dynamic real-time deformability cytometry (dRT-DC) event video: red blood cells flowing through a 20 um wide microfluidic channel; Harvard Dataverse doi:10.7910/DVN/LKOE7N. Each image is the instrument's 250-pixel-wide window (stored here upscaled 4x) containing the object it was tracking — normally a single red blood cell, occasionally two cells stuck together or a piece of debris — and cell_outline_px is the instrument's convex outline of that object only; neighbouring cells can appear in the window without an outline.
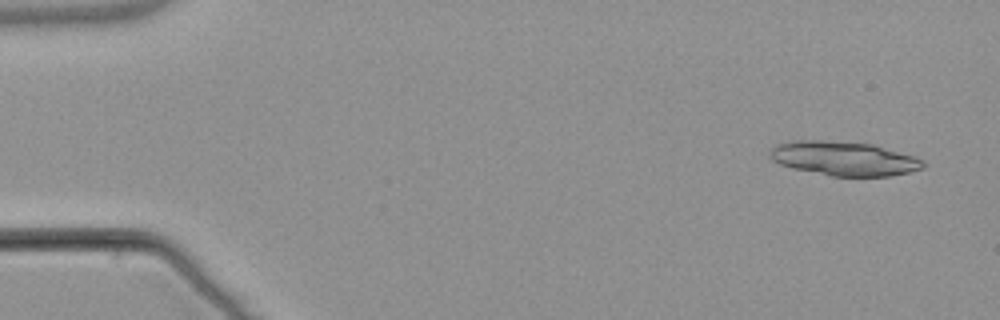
{"species": "common noctule bat (a hibernating species)", "species_latin": "Nyctalus noctula", "temperature_condition": "warm", "stored_images_in_passage": 20, "camera_frame_rate_fps": 3000, "um_per_image_px": 0.085, "animal": {"sex": "male", "body_mass_g": 21.5, "forearm_length_mm": 52.0}, "frame": {"image": 1, "passage_image": 3, "time_ms": 0.667, "image_size_px": [1000, 320], "cell_outline_px": [[924, 168], [908, 172], [888, 176], [832, 176], [792, 168], [780, 164], [772, 160], [768, 156], [768, 152], [776, 144], [792, 140], [820, 140], [872, 144], [916, 156], [924, 160]], "centroid_in_image_um": [71.71, 13.47], "position_along_channel_um": 13.3, "area_um2": 30.58}}